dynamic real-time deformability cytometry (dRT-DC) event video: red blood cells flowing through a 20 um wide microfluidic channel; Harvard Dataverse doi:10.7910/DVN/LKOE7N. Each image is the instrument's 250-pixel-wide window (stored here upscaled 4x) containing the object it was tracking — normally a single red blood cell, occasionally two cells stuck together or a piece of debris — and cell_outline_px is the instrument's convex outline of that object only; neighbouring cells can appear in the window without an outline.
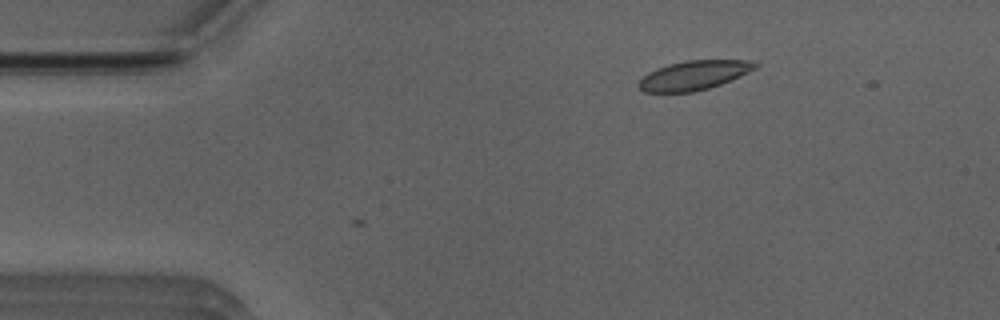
{"species": "Egyptian fruit bat (a non-hibernating species)", "species_latin": "Rousettus aegyptiacus", "temperature_condition": "room temperature", "stored_images_in_passage": 8, "camera_frame_rate_fps": 3000, "um_per_image_px": 0.085, "animal": {"sex": "male"}, "frame": {"image": 1, "passage_image": 8, "time_ms": 2.333, "image_size_px": [1000, 320], "cell_outline_px": [[760, 64], [756, 68], [732, 80], [708, 88], [692, 92], [644, 92], [636, 84], [648, 72], [656, 68], [668, 64], [684, 60], [756, 60]], "centroid_in_image_um": [59.0, 6.38], "position_along_channel_um": 26.0, "area_um2": 20.0}}